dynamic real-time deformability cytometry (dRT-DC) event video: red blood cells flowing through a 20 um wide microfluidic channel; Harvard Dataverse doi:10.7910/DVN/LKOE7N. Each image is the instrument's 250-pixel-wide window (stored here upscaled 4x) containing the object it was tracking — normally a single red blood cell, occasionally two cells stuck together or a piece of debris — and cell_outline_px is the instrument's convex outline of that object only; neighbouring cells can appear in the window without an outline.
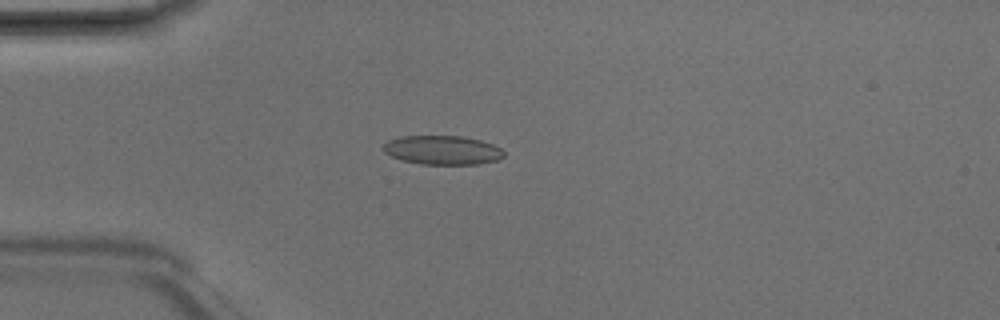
{"species": "Egyptian fruit bat (a non-hibernating species)", "species_latin": "Rousettus aegyptiacus", "temperature_condition": "room temperature", "stored_images_in_passage": 2, "camera_frame_rate_fps": 3000, "um_per_image_px": 0.085, "animal": {"sex": "male"}, "frame": {"image": 1, "passage_image": 2, "time_ms": 0.333, "image_size_px": [1000, 320], "cell_outline_px": [[504, 156], [496, 160], [480, 164], [420, 164], [404, 160], [392, 156], [384, 152], [384, 144], [388, 140], [400, 136], [460, 136], [480, 140], [492, 144], [500, 148], [504, 152]], "centroid_in_image_um": [37.61, 12.75], "position_along_channel_um": 47.4, "area_um2": 20.23}}